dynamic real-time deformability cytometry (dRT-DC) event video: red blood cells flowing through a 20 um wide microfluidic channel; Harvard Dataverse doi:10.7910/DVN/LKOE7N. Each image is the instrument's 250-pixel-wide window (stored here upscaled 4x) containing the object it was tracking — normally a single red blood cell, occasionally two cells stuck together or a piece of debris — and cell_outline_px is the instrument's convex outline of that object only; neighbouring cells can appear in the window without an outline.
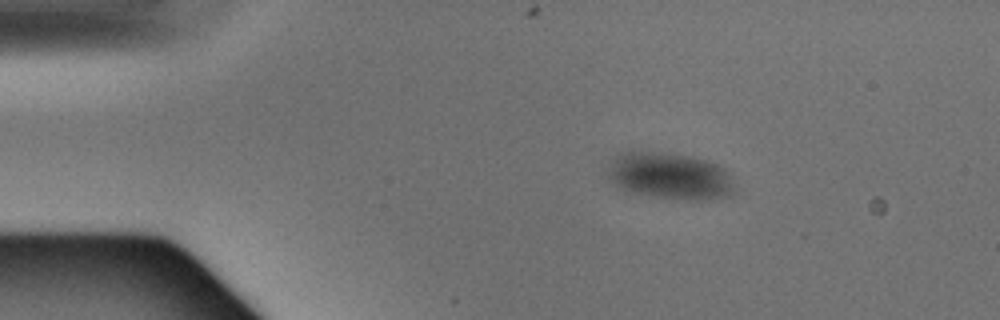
{"species": "Egyptian fruit bat (a non-hibernating species)", "species_latin": "Rousettus aegyptiacus", "temperature_condition": "warm", "stored_images_in_passage": 3, "camera_frame_rate_fps": 3000, "um_per_image_px": 0.085, "animal": {"sex": "male"}, "frame": {"image": 1, "passage_image": 2, "time_ms": 0.333, "image_size_px": [1000, 320], "cell_outline_px": [[732, 192], [728, 196], [704, 200], [692, 200], [656, 196], [636, 192], [620, 188], [608, 176], [608, 172], [616, 152], [628, 148], [632, 148], [692, 156], [708, 160], [724, 168], [732, 176]], "centroid_in_image_um": [56.91, 14.89], "position_along_channel_um": 28.1, "area_um2": 34.85}}